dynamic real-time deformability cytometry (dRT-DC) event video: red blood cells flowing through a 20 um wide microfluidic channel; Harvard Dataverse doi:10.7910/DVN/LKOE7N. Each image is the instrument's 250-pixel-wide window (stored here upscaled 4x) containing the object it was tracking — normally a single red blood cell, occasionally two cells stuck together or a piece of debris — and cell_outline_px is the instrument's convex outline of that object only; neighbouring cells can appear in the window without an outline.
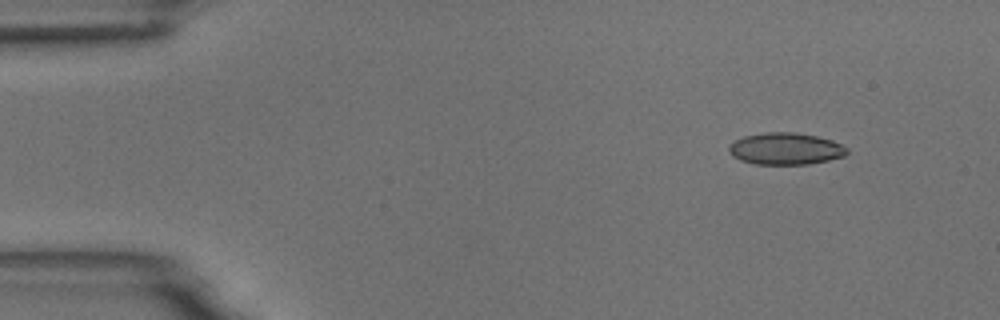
{"species": "common noctule bat (a hibernating species)", "species_latin": "Nyctalus noctula", "temperature_condition": "room temperature", "stored_images_in_passage": 4, "camera_frame_rate_fps": 3000, "um_per_image_px": 0.085, "animal": {"sex": "male", "body_mass_g": 18.8}, "frame": {"image": 1, "passage_image": 1, "time_ms": 0.0, "image_size_px": [1000, 320], "cell_outline_px": [[848, 152], [844, 156], [828, 160], [808, 164], [752, 164], [740, 160], [732, 156], [728, 152], [728, 148], [736, 140], [744, 136], [768, 132], [792, 132], [816, 136], [832, 140], [848, 148]], "centroid_in_image_um": [66.77, 12.65], "position_along_channel_um": 18.2, "area_um2": 21.85}}
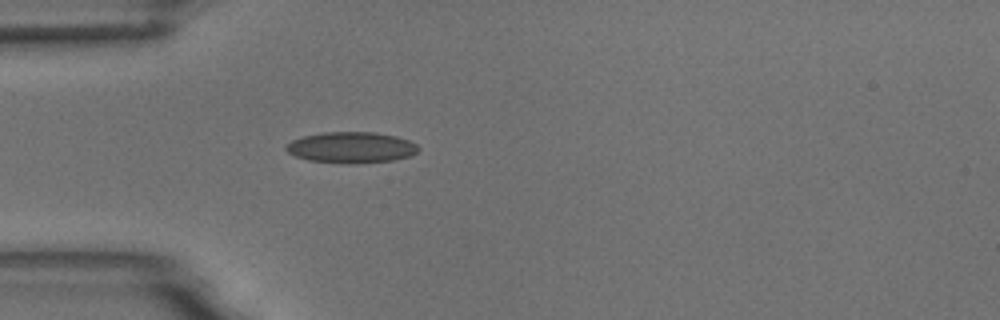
{"frame": {"image": 2, "passage_image": 4, "time_ms": 3.333, "image_size_px": [1000, 320], "cell_outline_px": [[420, 148], [412, 156], [396, 160], [356, 164], [344, 164], [308, 160], [296, 156], [288, 152], [284, 148], [292, 140], [304, 136], [324, 132], [376, 132], [396, 136], [408, 140], [416, 144]], "centroid_in_image_um": [29.89, 12.55], "position_along_channel_um": 55.1, "area_um2": 24.16}}